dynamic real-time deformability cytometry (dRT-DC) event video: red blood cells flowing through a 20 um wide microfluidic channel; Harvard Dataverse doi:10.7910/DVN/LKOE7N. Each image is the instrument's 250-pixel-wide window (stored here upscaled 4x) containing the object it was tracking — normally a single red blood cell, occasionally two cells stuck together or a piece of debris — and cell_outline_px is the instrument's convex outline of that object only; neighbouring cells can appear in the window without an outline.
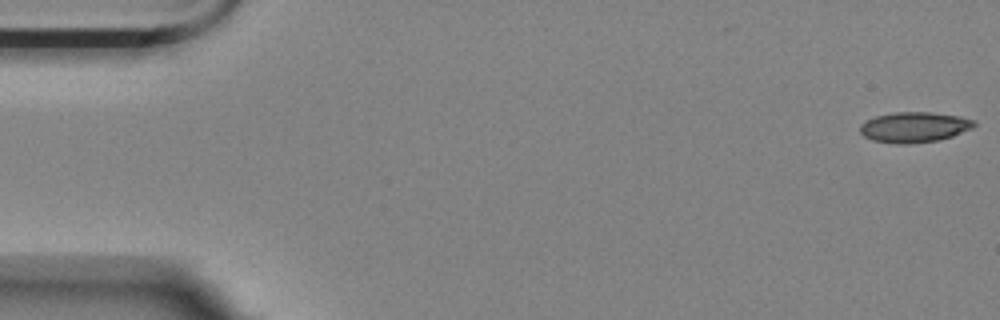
{"species": "Egyptian fruit bat (a non-hibernating species)", "species_latin": "Rousettus aegyptiacus", "temperature_condition": "room temperature", "stored_images_in_passage": 4, "camera_frame_rate_fps": 3000, "um_per_image_px": 0.085, "animal": {"sex": "female"}, "frame": {"image": 1, "passage_image": 1, "time_ms": 0.0, "image_size_px": [1000, 320], "cell_outline_px": [[976, 124], [972, 128], [952, 136], [940, 140], [912, 144], [896, 144], [872, 140], [864, 136], [860, 132], [860, 124], [876, 116], [896, 112], [928, 112], [960, 116], [976, 120]], "centroid_in_image_um": [77.73, 10.82], "position_along_channel_um": 7.3, "area_um2": 20.29}}